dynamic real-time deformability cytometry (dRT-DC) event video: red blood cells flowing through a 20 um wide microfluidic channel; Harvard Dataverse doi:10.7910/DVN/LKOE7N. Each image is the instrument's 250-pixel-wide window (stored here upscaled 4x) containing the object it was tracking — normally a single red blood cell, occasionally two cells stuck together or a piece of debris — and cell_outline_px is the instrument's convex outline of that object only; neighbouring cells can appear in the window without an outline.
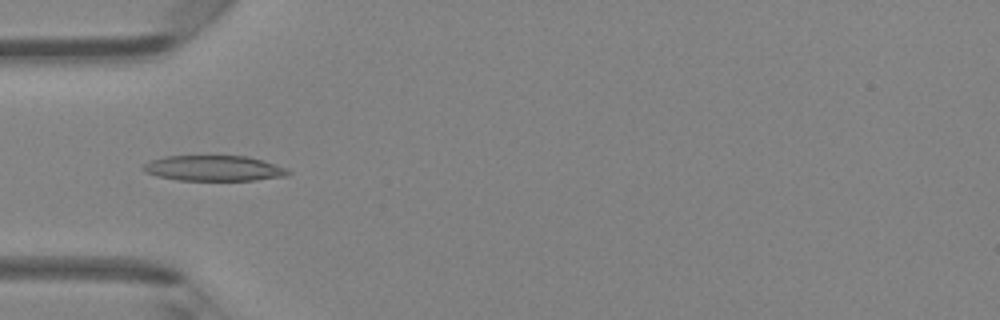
{"species": "Egyptian fruit bat (a non-hibernating species)", "species_latin": "Rousettus aegyptiacus", "temperature_condition": "room temperature", "stored_images_in_passage": 46, "camera_frame_rate_fps": 3000, "um_per_image_px": 0.085, "animal": {"sex": "female"}, "frame": {"image": 1, "passage_image": 14, "time_ms": 4.333, "image_size_px": [1000, 320], "cell_outline_px": [[292, 172], [288, 176], [256, 180], [176, 180], [156, 176], [144, 172], [140, 168], [144, 164], [152, 160], [164, 156], [248, 156], [288, 168]], "centroid_in_image_um": [18.18, 14.31], "position_along_channel_um": 66.8, "area_um2": 21.68}}
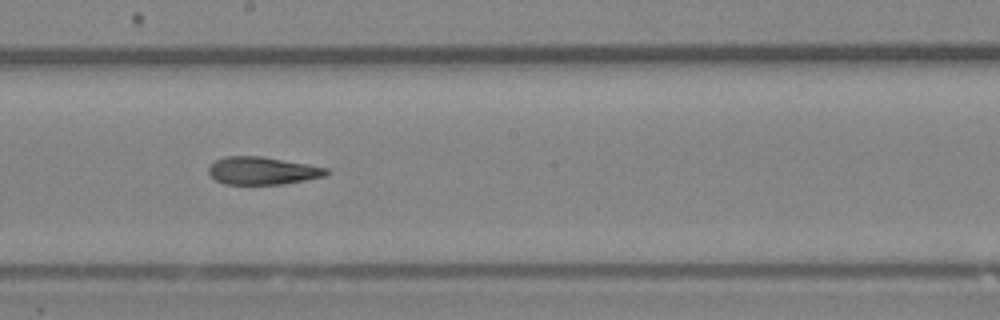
{"frame": {"image": 2, "passage_image": 25, "time_ms": 8.0, "image_size_px": [1000, 320], "cell_outline_px": [[328, 172], [324, 176], [284, 184], [224, 184], [216, 180], [208, 172], [208, 168], [216, 160], [224, 156], [264, 156], [328, 168]], "centroid_in_image_um": [22.29, 14.5], "position_along_channel_um": 225.9, "area_um2": 18.9}}
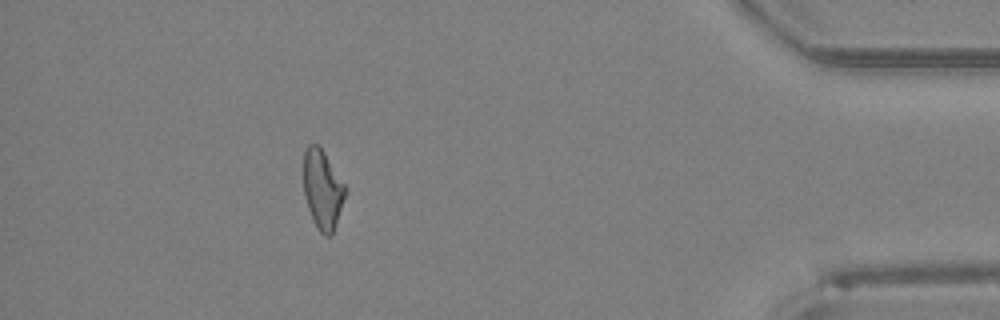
{"frame": {"image": 3, "passage_image": 41, "time_ms": 13.333, "image_size_px": [1000, 320], "cell_outline_px": [[344, 196], [332, 236], [324, 236], [316, 228], [308, 208], [304, 196], [304, 148], [308, 144], [316, 144], [324, 152], [344, 184]], "centroid_in_image_um": [27.38, 16.11], "position_along_channel_um": 407.8, "area_um2": 18.84}, "authors_computed_cell_mechanics": {"area_um2": 20.0855, "velocity_mm_per_s": 4.3599, "shape_relaxation_time_tau1_ms": 9.0049, "shape_relaxation_time_tau2_ms": 2.5917, "deformation_change_tau1": 0.2353, "deformation_change_tau2": 0.115}}